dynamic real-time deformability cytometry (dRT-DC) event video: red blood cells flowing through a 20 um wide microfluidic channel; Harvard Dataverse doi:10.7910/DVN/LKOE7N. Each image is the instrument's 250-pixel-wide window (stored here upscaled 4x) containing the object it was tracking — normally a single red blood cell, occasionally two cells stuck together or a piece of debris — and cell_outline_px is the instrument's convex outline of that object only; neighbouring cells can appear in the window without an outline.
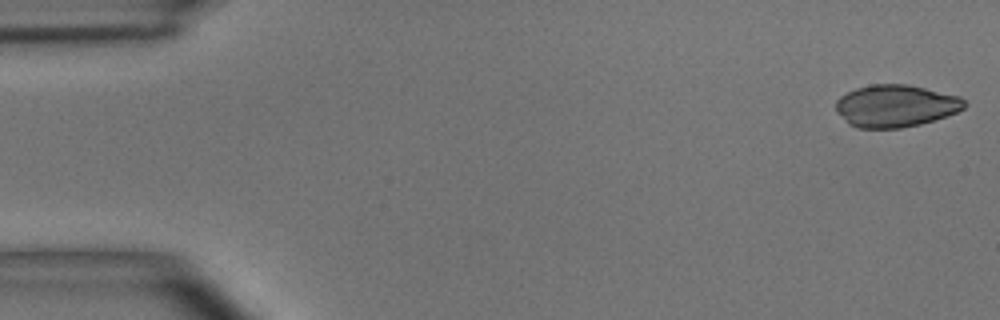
{"species": "common noctule bat (a hibernating species)", "species_latin": "Nyctalus noctula", "temperature_condition": "room temperature", "stored_images_in_passage": 7, "camera_frame_rate_fps": 3000, "um_per_image_px": 0.085, "animal": {"sex": "male", "body_mass_g": 15.6}, "frame": {"image": 1, "passage_image": 1, "time_ms": 0.0, "image_size_px": [1000, 320], "cell_outline_px": [[968, 104], [964, 108], [956, 112], [920, 124], [900, 128], [856, 128], [848, 124], [836, 112], [836, 100], [840, 96], [856, 88], [872, 84], [908, 84], [960, 96]], "centroid_in_image_um": [76.1, 9.0], "position_along_channel_um": 8.9, "area_um2": 31.67}}